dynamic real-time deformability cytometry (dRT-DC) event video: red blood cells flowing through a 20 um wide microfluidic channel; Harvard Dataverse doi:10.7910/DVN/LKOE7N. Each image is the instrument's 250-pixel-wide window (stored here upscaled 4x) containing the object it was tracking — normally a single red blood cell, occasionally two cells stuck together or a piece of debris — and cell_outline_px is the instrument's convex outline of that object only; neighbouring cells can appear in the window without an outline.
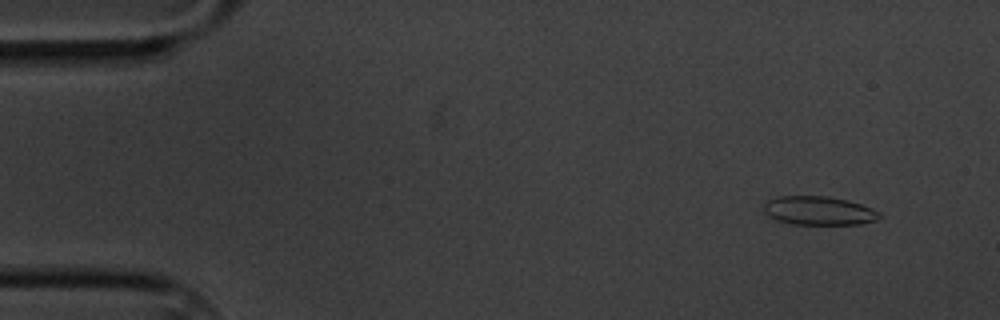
{"species": "common noctule bat (a hibernating species)", "species_latin": "Nyctalus noctula", "temperature_condition": "cold", "stored_images_in_passage": 6, "camera_frame_rate_fps": 3000, "um_per_image_px": 0.085, "animal": {"sex": "male", "body_mass_g": 20.1, "forearm_length_mm": 53.5}, "frame": {"image": 1, "passage_image": 2, "time_ms": 1.0, "image_size_px": [1000, 320], "cell_outline_px": [[880, 216], [876, 220], [860, 224], [792, 224], [776, 220], [768, 216], [764, 212], [764, 200], [776, 196], [828, 196], [848, 200], [872, 208], [880, 212]], "centroid_in_image_um": [69.55, 17.9], "position_along_channel_um": 15.4, "area_um2": 19.54}}
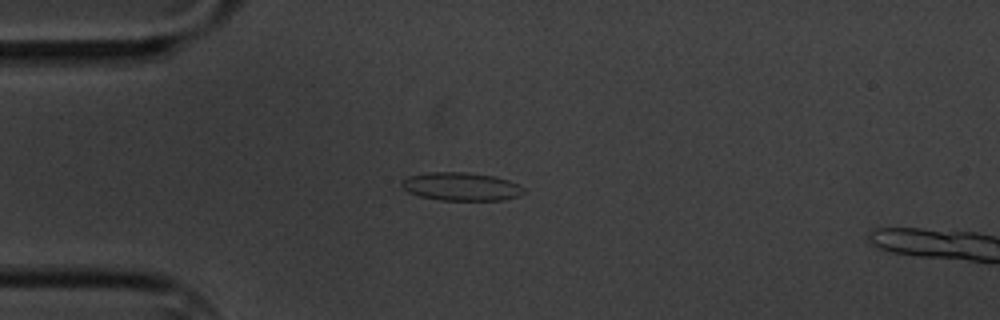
{"frame": {"image": 2, "passage_image": 5, "time_ms": 4.333, "image_size_px": [1000, 320], "cell_outline_px": [[528, 192], [520, 196], [500, 200], [440, 200], [420, 196], [408, 192], [400, 184], [408, 176], [428, 172], [468, 172], [496, 176], [508, 180], [524, 188]], "centroid_in_image_um": [39.23, 15.85], "position_along_channel_um": 45.8, "area_um2": 20.17}}